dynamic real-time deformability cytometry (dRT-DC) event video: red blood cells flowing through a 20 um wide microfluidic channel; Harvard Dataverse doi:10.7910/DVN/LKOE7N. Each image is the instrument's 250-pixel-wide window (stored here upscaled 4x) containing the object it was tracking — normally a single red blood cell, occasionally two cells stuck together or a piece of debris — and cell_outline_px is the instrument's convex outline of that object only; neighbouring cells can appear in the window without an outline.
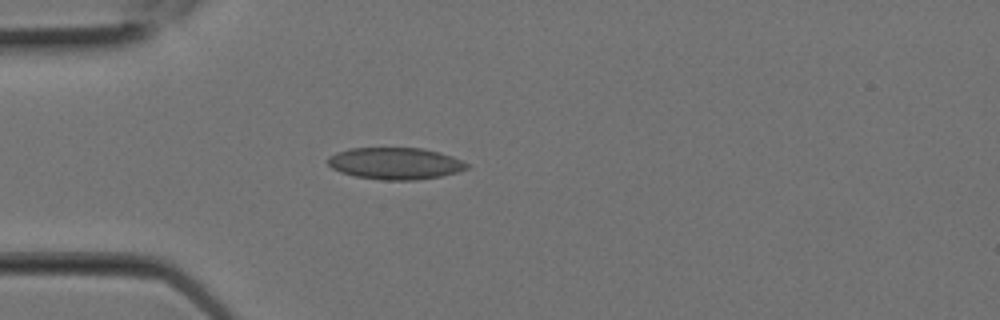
{"species": "Egyptian fruit bat (a non-hibernating species)", "species_latin": "Rousettus aegyptiacus", "temperature_condition": "room temperature", "stored_images_in_passage": 2, "camera_frame_rate_fps": 3000, "um_per_image_px": 0.085, "animal": {"sex": "female"}, "frame": {"image": 1, "passage_image": 2, "time_ms": 0.333, "image_size_px": [1000, 320], "cell_outline_px": [[468, 168], [456, 172], [440, 176], [416, 180], [384, 180], [356, 176], [340, 172], [332, 168], [324, 160], [328, 156], [336, 152], [348, 148], [424, 148], [440, 152], [452, 156], [468, 164]], "centroid_in_image_um": [33.54, 13.88], "position_along_channel_um": 51.5, "area_um2": 25.84}}